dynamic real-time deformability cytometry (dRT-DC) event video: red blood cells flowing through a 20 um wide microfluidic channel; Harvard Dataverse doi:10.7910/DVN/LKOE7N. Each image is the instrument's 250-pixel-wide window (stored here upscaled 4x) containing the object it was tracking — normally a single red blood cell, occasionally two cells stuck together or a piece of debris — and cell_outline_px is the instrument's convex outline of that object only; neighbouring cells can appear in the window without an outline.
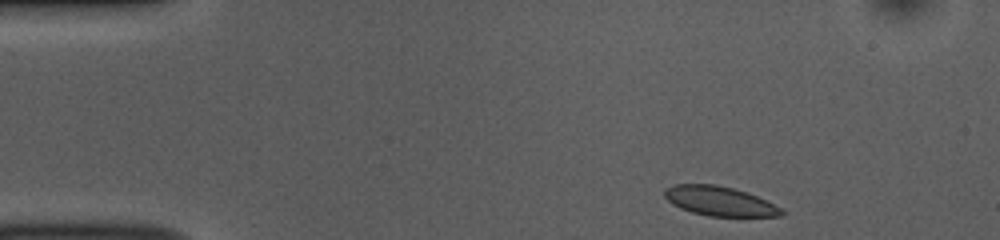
{"species": "common noctule bat (a hibernating species)", "species_latin": "Nyctalus noctula", "temperature_condition": "room temperature", "stored_images_in_passage": 46, "camera_frame_rate_fps": 3000, "um_per_image_px": 0.085, "animal": {"sex": "female", "body_mass_g": 10.0, "forearm_length_mm": 53.1}, "frame": {"image": 1, "passage_image": 1, "time_ms": 0.0, "image_size_px": [1000, 240], "cell_outline_px": [[784, 216], [708, 216], [692, 212], [680, 208], [672, 204], [664, 196], [664, 192], [668, 188], [676, 184], [716, 184], [748, 192], [780, 208], [784, 212]], "centroid_in_image_um": [61.15, 17.09], "position_along_channel_um": 23.9, "area_um2": 19.83}}
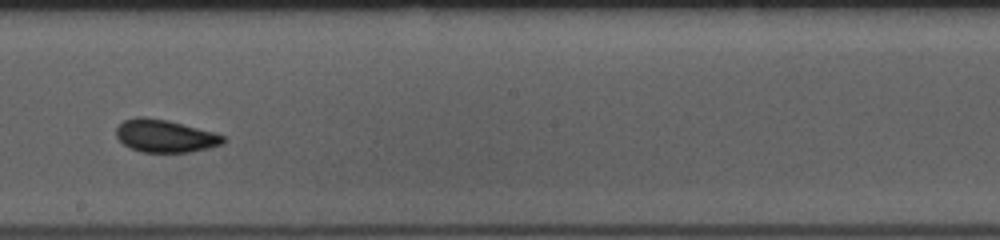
{"frame": {"image": 2, "passage_image": 23, "time_ms": 7.333, "image_size_px": [1000, 240], "cell_outline_px": [[228, 140], [224, 144], [208, 148], [188, 152], [140, 152], [124, 144], [116, 136], [116, 128], [124, 120], [136, 116], [144, 116], [168, 120], [212, 132], [224, 136]], "centroid_in_image_um": [14.03, 11.55], "position_along_channel_um": 234.2, "area_um2": 20.35}}
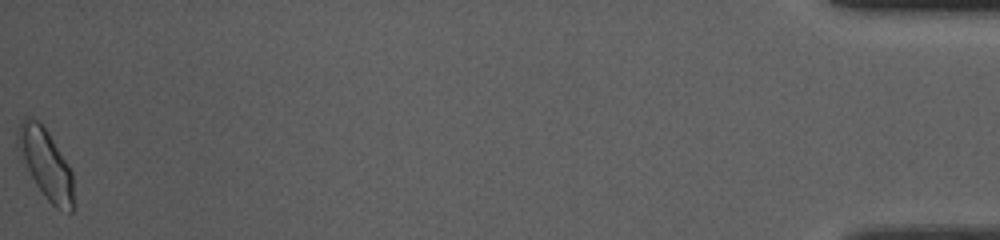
{"frame": {"image": 3, "passage_image": 46, "time_ms": 15.0, "image_size_px": [1000, 240], "cell_outline_px": [[76, 204], [72, 212], [68, 212], [56, 208], [44, 196], [36, 184], [16, 148], [16, 132], [20, 120], [28, 116], [36, 120], [48, 132], [68, 164], [72, 172]], "centroid_in_image_um": [3.9, 13.95], "position_along_channel_um": 431.3, "area_um2": 22.95}, "authors_computed_cell_mechanics": {"area_um2": 20.2589, "velocity_mm_per_s": 3.8258, "shape_relaxation_time_tau1_ms": 3.1261, "shape_relaxation_time_tau2_ms": 1.2805, "deformation_change_tau1": 0.0824, "deformation_change_tau2": 0.0475}}